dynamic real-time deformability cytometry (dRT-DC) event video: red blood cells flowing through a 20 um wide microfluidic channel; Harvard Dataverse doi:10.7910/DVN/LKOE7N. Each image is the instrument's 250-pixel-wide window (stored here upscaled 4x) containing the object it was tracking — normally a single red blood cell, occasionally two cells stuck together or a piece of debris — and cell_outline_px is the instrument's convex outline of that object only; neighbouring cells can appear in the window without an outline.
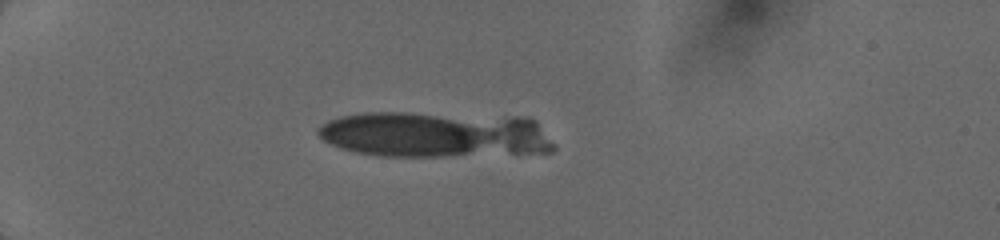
{"species": "human", "species_latin": "Homo sapiens", "temperature_condition": "cold", "stored_images_in_passage": 23, "camera_frame_rate_fps": 3000, "um_per_image_px": 0.085, "donor": {"sex": "female"}, "frame": {"image": 1, "passage_image": 20, "time_ms": 5.0, "image_size_px": [1000, 240], "cell_outline_px": [[556, 148], [552, 152], [452, 156], [376, 156], [356, 152], [340, 148], [324, 140], [316, 132], [316, 128], [328, 120], [340, 116], [364, 112], [404, 112], [528, 116], [536, 120], [556, 144]], "centroid_in_image_um": [37.03, 11.42], "position_along_channel_um": 48.0, "area_um2": 64.22}}